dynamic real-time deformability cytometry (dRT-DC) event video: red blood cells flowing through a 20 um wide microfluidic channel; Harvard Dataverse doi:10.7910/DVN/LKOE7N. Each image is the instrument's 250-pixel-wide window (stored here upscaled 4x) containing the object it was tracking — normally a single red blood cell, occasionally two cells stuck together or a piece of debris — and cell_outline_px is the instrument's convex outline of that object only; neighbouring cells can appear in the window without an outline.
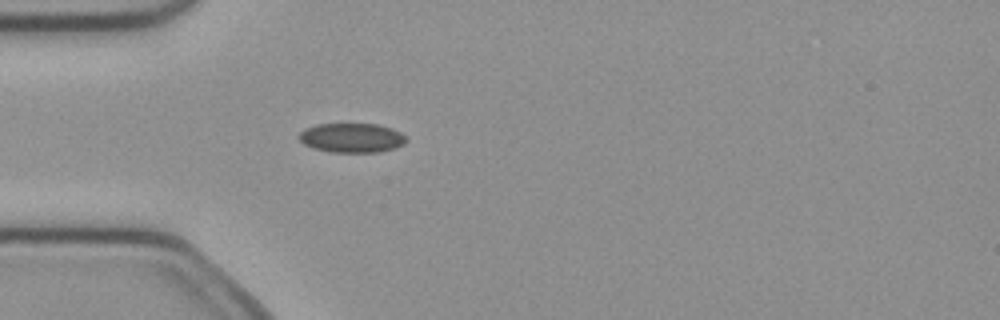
{"species": "common noctule bat (a hibernating species)", "species_latin": "Nyctalus noctula", "temperature_condition": "cold", "stored_images_in_passage": 5, "camera_frame_rate_fps": 3000, "um_per_image_px": 0.085, "animal": {"sex": "female", "body_mass_g": 21.9}, "frame": {"image": 1, "passage_image": 5, "time_ms": 1.333, "image_size_px": [1000, 320], "cell_outline_px": [[408, 140], [404, 144], [396, 148], [376, 152], [332, 152], [312, 148], [304, 144], [296, 136], [304, 128], [316, 124], [376, 124], [392, 128], [400, 132]], "centroid_in_image_um": [29.88, 11.71], "position_along_channel_um": 55.1, "area_um2": 18.5}}